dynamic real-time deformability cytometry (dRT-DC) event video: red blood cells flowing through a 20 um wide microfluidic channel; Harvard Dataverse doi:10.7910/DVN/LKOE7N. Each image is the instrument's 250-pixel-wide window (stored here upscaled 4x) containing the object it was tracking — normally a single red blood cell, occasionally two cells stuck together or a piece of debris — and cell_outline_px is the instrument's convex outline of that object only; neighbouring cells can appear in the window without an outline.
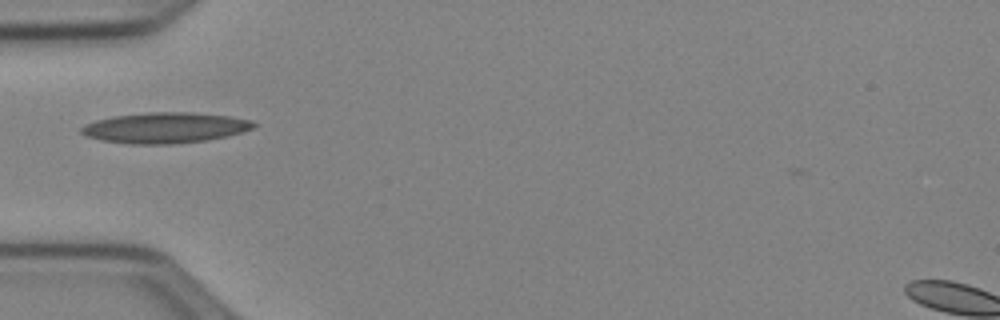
{"species": "Egyptian fruit bat (a non-hibernating species)", "species_latin": "Rousettus aegyptiacus", "temperature_condition": "cold", "stored_images_in_passage": 35, "camera_frame_rate_fps": 3000, "um_per_image_px": 0.085, "animal": {"sex": "female"}, "frame": {"image": 1, "passage_image": 1, "time_ms": 0.0, "image_size_px": [1000, 320], "cell_outline_px": [[256, 124], [252, 128], [228, 136], [204, 140], [172, 144], [128, 144], [100, 140], [88, 136], [80, 132], [80, 128], [96, 120], [116, 116], [148, 112], [192, 112], [228, 116], [252, 120]], "centroid_in_image_um": [14.03, 10.86], "position_along_channel_um": 71.0, "area_um2": 30.52}}
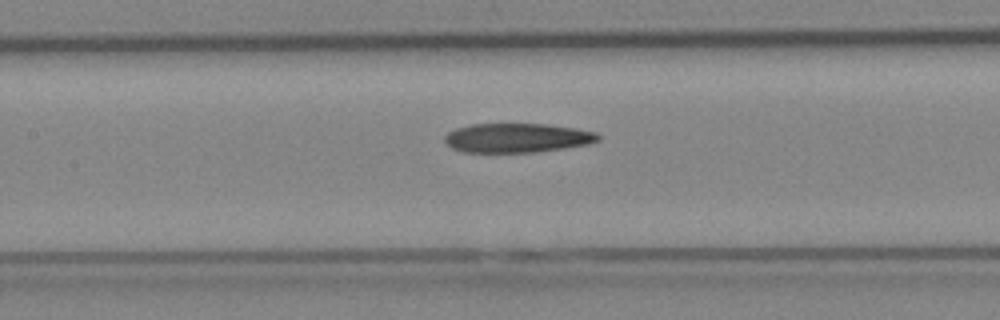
{"frame": {"image": 2, "passage_image": 8, "time_ms": 2.333, "image_size_px": [1000, 320], "cell_outline_px": [[600, 140], [588, 144], [564, 148], [536, 152], [460, 152], [452, 148], [444, 140], [444, 136], [448, 132], [456, 128], [472, 124], [548, 124], [576, 128], [596, 132], [600, 136]], "centroid_in_image_um": [43.96, 11.72], "position_along_channel_um": 163.4, "area_um2": 26.24}}
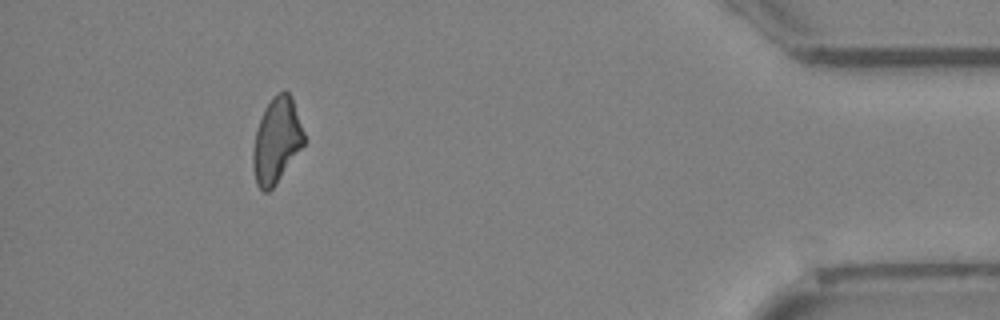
{"frame": {"image": 3, "passage_image": 31, "time_ms": 10.0, "image_size_px": [1000, 320], "cell_outline_px": [[304, 144], [276, 184], [268, 192], [264, 192], [256, 184], [252, 164], [252, 148], [256, 132], [264, 108], [272, 96], [284, 88], [292, 96], [304, 132]], "centroid_in_image_um": [23.5, 11.92], "position_along_channel_um": 411.7, "area_um2": 25.43}}